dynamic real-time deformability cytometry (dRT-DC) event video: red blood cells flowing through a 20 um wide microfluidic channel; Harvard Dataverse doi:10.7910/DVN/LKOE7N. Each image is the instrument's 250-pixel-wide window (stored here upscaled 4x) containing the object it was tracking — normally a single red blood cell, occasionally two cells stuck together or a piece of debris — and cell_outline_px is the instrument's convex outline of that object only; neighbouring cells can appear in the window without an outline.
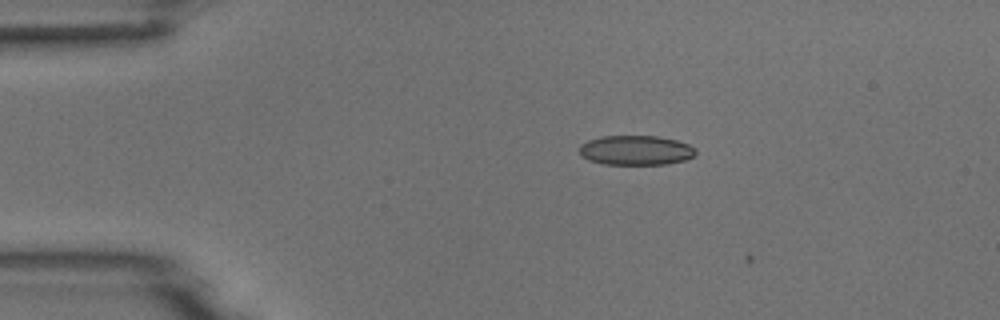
{"species": "common noctule bat (a hibernating species)", "species_latin": "Nyctalus noctula", "temperature_condition": "room temperature", "stored_images_in_passage": 3, "camera_frame_rate_fps": 3000, "um_per_image_px": 0.085, "animal": {"sex": "male", "body_mass_g": 18.8}, "frame": {"image": 1, "passage_image": 2, "time_ms": 1.333, "image_size_px": [1000, 320], "cell_outline_px": [[696, 156], [684, 160], [664, 164], [604, 164], [588, 160], [580, 156], [580, 144], [588, 140], [600, 136], [656, 136], [676, 140], [688, 144], [696, 148]], "centroid_in_image_um": [54.03, 12.77], "position_along_channel_um": 31.0, "area_um2": 20.17}}